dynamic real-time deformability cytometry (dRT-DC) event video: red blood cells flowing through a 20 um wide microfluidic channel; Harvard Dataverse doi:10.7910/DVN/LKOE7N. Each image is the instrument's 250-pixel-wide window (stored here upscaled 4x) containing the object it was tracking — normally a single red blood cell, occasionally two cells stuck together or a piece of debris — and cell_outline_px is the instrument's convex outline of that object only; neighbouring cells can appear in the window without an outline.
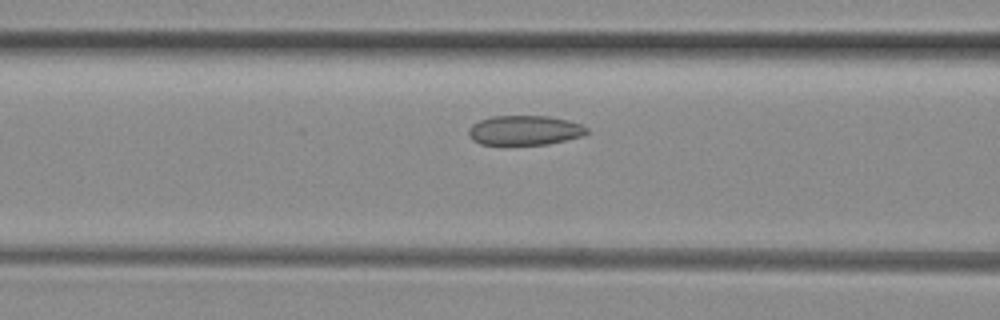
{"species": "common noctule bat (a hibernating species)", "species_latin": "Nyctalus noctula", "temperature_condition": "room temperature", "stored_images_in_passage": 8, "camera_frame_rate_fps": 3000, "um_per_image_px": 0.085, "animal": {"sex": "female", "body_mass_g": 29.2, "forearm_length_mm": 56.3}, "frame": {"image": 1, "passage_image": 8, "time_ms": 2.333, "image_size_px": [1000, 320], "cell_outline_px": [[588, 132], [584, 136], [548, 144], [480, 144], [472, 140], [468, 136], [468, 128], [472, 124], [480, 120], [492, 116], [548, 116], [568, 120], [580, 124], [588, 128]], "centroid_in_image_um": [44.59, 11.07], "position_along_channel_um": 122.0, "area_um2": 20.46}}